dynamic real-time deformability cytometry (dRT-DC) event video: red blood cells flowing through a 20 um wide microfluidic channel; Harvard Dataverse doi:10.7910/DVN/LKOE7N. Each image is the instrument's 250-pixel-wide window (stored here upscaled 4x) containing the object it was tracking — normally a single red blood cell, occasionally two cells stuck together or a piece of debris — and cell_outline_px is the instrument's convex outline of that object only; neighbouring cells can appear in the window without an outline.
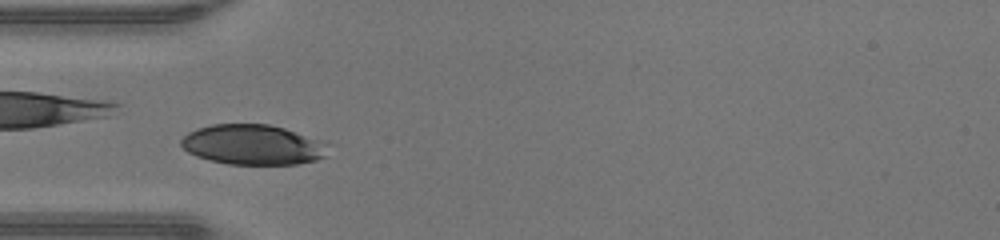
{"species": "human", "species_latin": "Homo sapiens", "temperature_condition": "warm", "stored_images_in_passage": 36, "camera_frame_rate_fps": 3000, "um_per_image_px": 0.085, "donor": {"sex": "male"}, "frame": {"image": 1, "passage_image": 5, "time_ms": 1.333, "image_size_px": [1000, 240], "cell_outline_px": [[328, 144], [324, 156], [316, 160], [296, 164], [228, 164], [208, 160], [196, 156], [188, 152], [180, 144], [180, 140], [188, 132], [196, 128], [212, 124], [268, 124], [284, 128]], "centroid_in_image_um": [21.42, 12.3], "position_along_channel_um": 63.6, "area_um2": 34.1}}
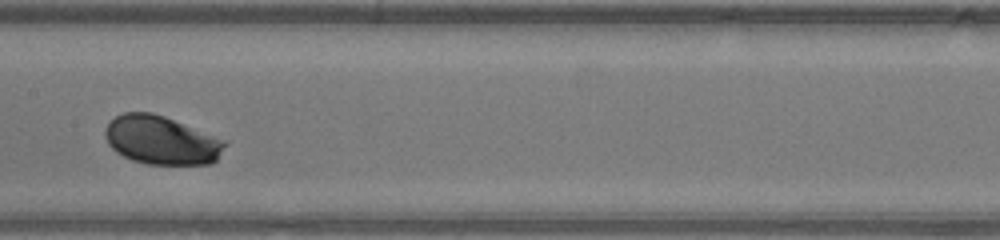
{"frame": {"image": 2, "passage_image": 14, "time_ms": 4.333, "image_size_px": [1000, 240], "cell_outline_px": [[228, 144], [216, 160], [212, 164], [148, 164], [132, 160], [116, 152], [108, 144], [104, 132], [104, 128], [116, 116], [124, 112], [152, 112], [164, 116], [228, 140]], "centroid_in_image_um": [13.75, 11.91], "position_along_channel_um": 193.7, "area_um2": 34.1}}
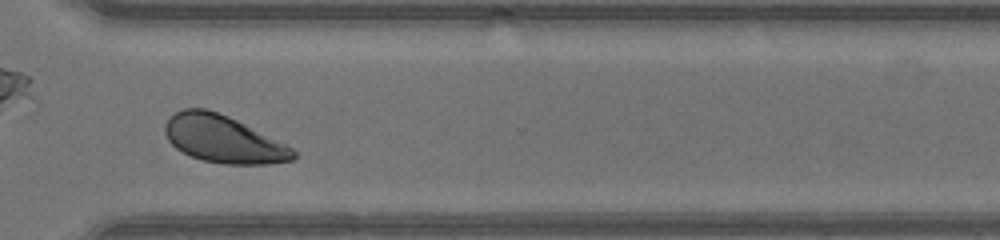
{"frame": {"image": 3, "passage_image": 25, "time_ms": 8.0, "image_size_px": [1000, 240], "cell_outline_px": [[296, 156], [292, 160], [268, 164], [224, 164], [204, 160], [192, 156], [176, 148], [168, 140], [164, 132], [164, 124], [176, 112], [184, 108], [204, 108], [228, 116], [292, 148], [296, 152]], "centroid_in_image_um": [18.95, 11.83], "position_along_channel_um": 351.7, "area_um2": 34.74}, "authors_computed_cell_mechanics": {"area_um2": 34.2176, "velocity_mm_per_s": 4.3171, "shape_relaxation_time_tau1_ms": 1.2285, "shape_relaxation_time_tau2_ms": null, "deformation_change_tau1": 0.0906, "deformation_change_tau2": null}}